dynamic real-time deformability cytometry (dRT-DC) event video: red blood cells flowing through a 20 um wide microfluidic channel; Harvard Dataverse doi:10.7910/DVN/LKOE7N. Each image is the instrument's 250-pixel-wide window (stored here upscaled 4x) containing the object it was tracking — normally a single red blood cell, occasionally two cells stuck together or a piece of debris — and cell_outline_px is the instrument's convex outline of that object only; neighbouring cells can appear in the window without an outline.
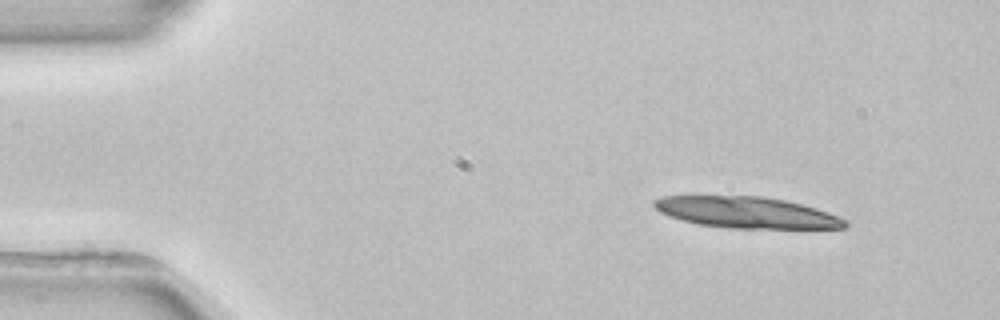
{"species": "common noctule bat (a hibernating species)", "species_latin": "Nyctalus noctula", "temperature_condition": "room temperature", "stored_images_in_passage": 3, "camera_frame_rate_fps": 3000, "um_per_image_px": 0.085, "animal": {"sex": "female", "body_mass_g": 22.7, "forearm_length_mm": 54.2}, "frame": {"image": 1, "passage_image": 1, "time_ms": 0.0, "image_size_px": [1000, 320], "cell_outline_px": [[848, 224], [844, 228], [732, 228], [696, 224], [680, 220], [668, 216], [660, 212], [652, 204], [652, 200], [664, 196], [760, 196], [784, 200], [816, 208], [828, 212], [848, 220]], "centroid_in_image_um": [63.43, 18.06], "position_along_channel_um": 21.6, "area_um2": 34.74}}